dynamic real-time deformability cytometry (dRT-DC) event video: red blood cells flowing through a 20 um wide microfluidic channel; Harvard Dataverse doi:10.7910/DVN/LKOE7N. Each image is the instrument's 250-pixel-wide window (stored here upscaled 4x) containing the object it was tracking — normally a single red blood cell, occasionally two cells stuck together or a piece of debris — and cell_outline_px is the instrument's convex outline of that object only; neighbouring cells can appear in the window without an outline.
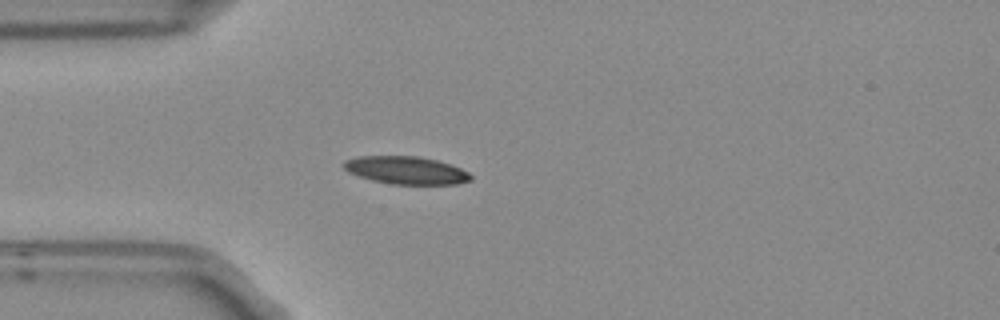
{"species": "Egyptian fruit bat (a non-hibernating species)", "species_latin": "Rousettus aegyptiacus", "temperature_condition": "room temperature", "stored_images_in_passage": 3, "camera_frame_rate_fps": 3000, "um_per_image_px": 0.085, "frame": {"image": 1, "passage_image": 3, "time_ms": 0.667, "image_size_px": [1000, 320], "cell_outline_px": [[472, 180], [456, 184], [392, 184], [372, 180], [348, 172], [344, 168], [344, 160], [356, 156], [420, 156], [436, 160], [460, 168], [468, 172], [472, 176]], "centroid_in_image_um": [34.51, 14.47], "position_along_channel_um": 50.5, "area_um2": 20.46}}